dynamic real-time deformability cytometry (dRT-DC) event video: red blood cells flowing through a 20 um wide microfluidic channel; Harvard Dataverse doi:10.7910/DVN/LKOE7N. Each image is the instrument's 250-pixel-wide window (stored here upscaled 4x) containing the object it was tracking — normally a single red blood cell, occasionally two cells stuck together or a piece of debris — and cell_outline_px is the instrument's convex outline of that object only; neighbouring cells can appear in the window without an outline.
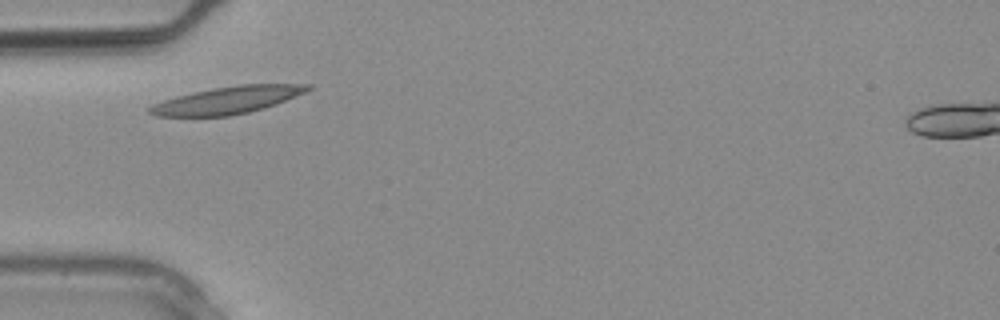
{"species": "common noctule bat (a hibernating species)", "species_latin": "Nyctalus noctula", "temperature_condition": "warm", "stored_images_in_passage": 1, "camera_frame_rate_fps": 3000, "um_per_image_px": 0.085, "animal": {"sex": "male", "body_mass_g": 20.4}, "frame": {"image": 1, "passage_image": 1, "time_ms": 0.0, "image_size_px": [1000, 320], "cell_outline_px": [[312, 88], [304, 92], [276, 104], [264, 108], [248, 112], [228, 116], [156, 116], [148, 112], [148, 108], [152, 104], [176, 96], [192, 92], [212, 88], [240, 84], [312, 84]], "centroid_in_image_um": [19.31, 8.51], "position_along_channel_um": 65.7, "area_um2": 24.97}}